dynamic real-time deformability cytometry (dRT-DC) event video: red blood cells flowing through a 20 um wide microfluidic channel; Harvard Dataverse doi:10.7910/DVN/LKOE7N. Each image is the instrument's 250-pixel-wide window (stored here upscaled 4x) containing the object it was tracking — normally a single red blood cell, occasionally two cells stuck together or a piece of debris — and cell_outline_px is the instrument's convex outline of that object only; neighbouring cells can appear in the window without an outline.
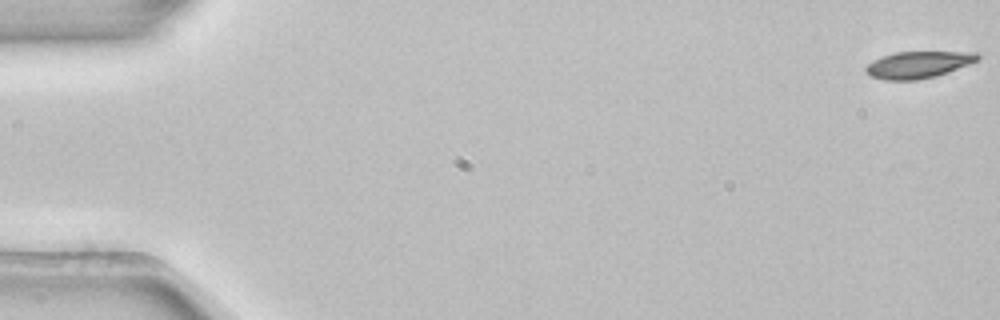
{"species": "common noctule bat (a hibernating species)", "species_latin": "Nyctalus noctula", "temperature_condition": "room temperature", "stored_images_in_passage": 54, "camera_frame_rate_fps": 3000, "um_per_image_px": 0.085, "animal": {"sex": "female", "body_mass_g": 22.7, "forearm_length_mm": 54.2}, "frame": {"image": 1, "passage_image": 1, "time_ms": 0.0, "image_size_px": [1000, 320], "cell_outline_px": [[980, 60], [948, 72], [936, 76], [916, 80], [884, 80], [872, 76], [864, 72], [864, 68], [872, 60], [896, 52], [976, 52], [980, 56]], "centroid_in_image_um": [78.05, 5.5], "position_along_channel_um": 7.0, "area_um2": 17.46}}
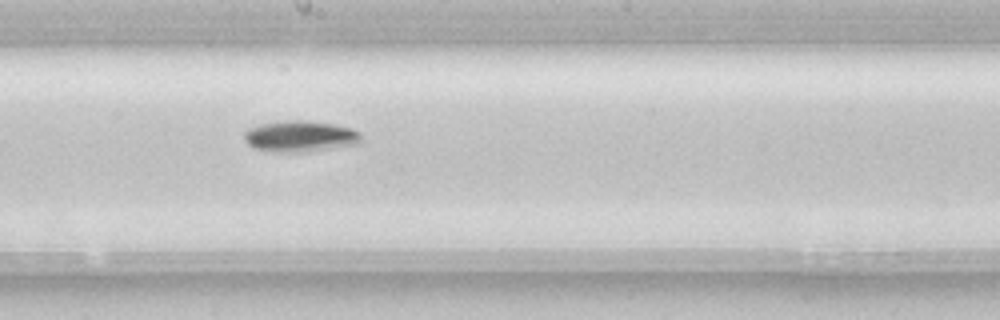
{"frame": {"image": 2, "passage_image": 30, "time_ms": 9.667, "image_size_px": [1000, 320], "cell_outline_px": [[360, 140], [356, 144], [308, 152], [276, 152], [252, 148], [244, 140], [244, 132], [248, 128], [260, 124], [288, 120], [304, 120], [332, 124], [352, 128], [360, 132]], "centroid_in_image_um": [25.47, 11.59], "position_along_channel_um": 222.7, "area_um2": 21.27}}
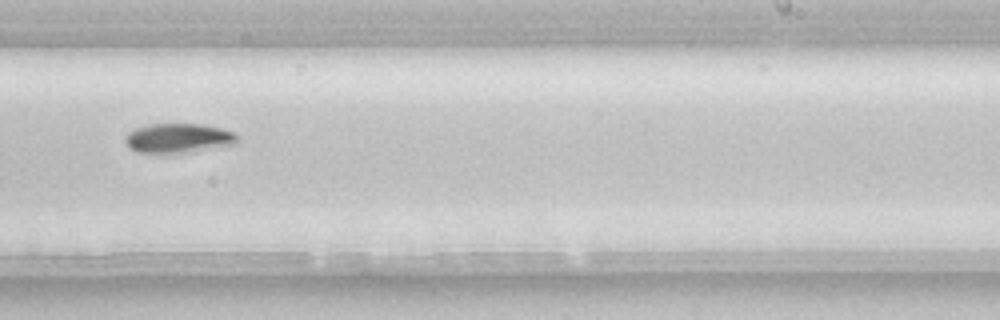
{"frame": {"image": 3, "passage_image": 34, "time_ms": 11.0, "image_size_px": [1000, 320], "cell_outline_px": [[236, 144], [188, 152], [140, 152], [132, 148], [124, 140], [128, 132], [136, 128], [148, 124], [204, 124], [220, 128], [232, 132], [236, 136]], "centroid_in_image_um": [15.16, 11.72], "position_along_channel_um": 273.8, "area_um2": 18.79}, "authors_computed_cell_mechanics": {"area_um2": 18.4093, "velocity_mm_per_s": 3.8706, "shape_relaxation_time_tau1_ms": 1.6553, "shape_relaxation_time_tau2_ms": null, "deformation_change_tau1": 0.0995, "deformation_change_tau2": null}}